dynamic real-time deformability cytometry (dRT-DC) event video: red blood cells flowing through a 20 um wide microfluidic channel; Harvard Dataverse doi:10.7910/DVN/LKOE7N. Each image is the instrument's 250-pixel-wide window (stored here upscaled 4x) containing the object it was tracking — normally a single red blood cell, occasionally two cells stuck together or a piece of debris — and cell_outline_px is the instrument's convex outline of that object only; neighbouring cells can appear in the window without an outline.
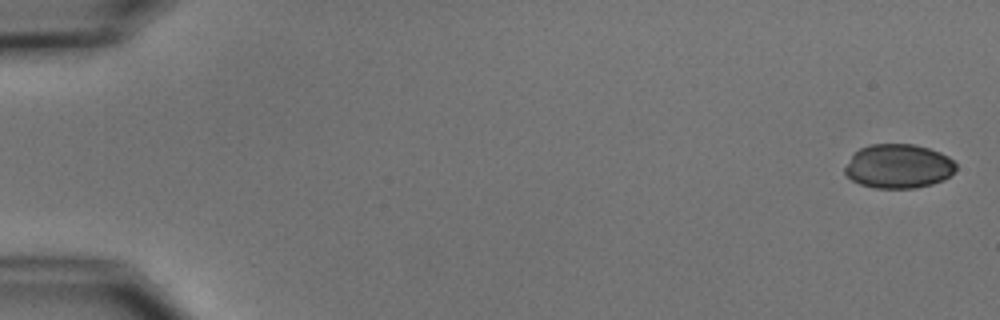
{"species": "common noctule bat (a hibernating species)", "species_latin": "Nyctalus noctula", "temperature_condition": "cold", "stored_images_in_passage": 8, "camera_frame_rate_fps": 3000, "um_per_image_px": 0.085, "animal": {"sex": "male", "body_mass_g": 15.6}, "frame": {"image": 1, "passage_image": 1, "time_ms": 0.0, "image_size_px": [1000, 320], "cell_outline_px": [[956, 168], [944, 180], [932, 184], [916, 188], [876, 188], [860, 184], [852, 180], [844, 172], [844, 168], [852, 156], [860, 148], [868, 144], [912, 144], [928, 148], [940, 152], [948, 156], [956, 164]], "centroid_in_image_um": [76.36, 14.13], "position_along_channel_um": 8.6, "area_um2": 28.5}}
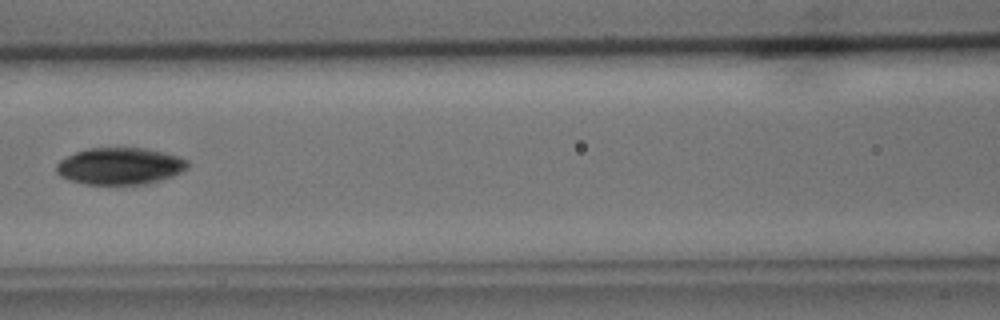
{"frame": {"image": 2, "passage_image": 7, "time_ms": 8.0, "image_size_px": [1000, 320], "cell_outline_px": [[188, 168], [172, 176], [160, 180], [144, 184], [84, 184], [60, 176], [56, 172], [56, 164], [60, 160], [76, 152], [88, 148], [144, 148], [176, 156], [188, 160]], "centroid_in_image_um": [10.17, 14.12], "position_along_channel_um": 156.4, "area_um2": 27.92}}
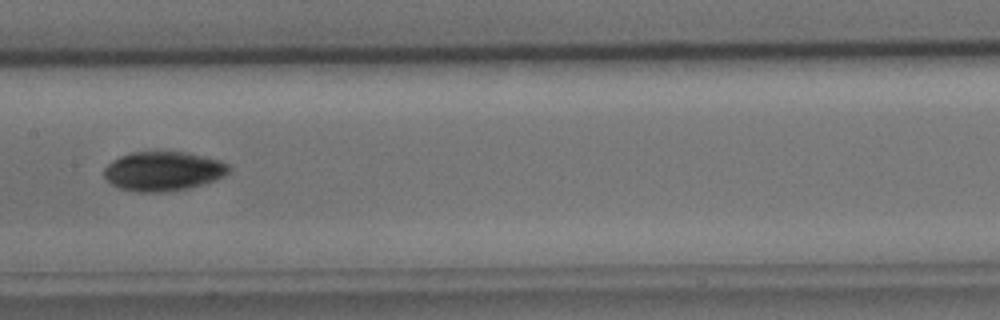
{"frame": {"image": 3, "passage_image": 8, "time_ms": 9.0, "image_size_px": [1000, 320], "cell_outline_px": [[232, 168], [224, 176], [216, 180], [204, 184], [188, 188], [164, 192], [136, 192], [120, 188], [112, 184], [104, 176], [104, 168], [112, 160], [120, 156], [132, 152], [152, 148], [160, 148], [188, 152], [220, 160], [228, 164]], "centroid_in_image_um": [13.88, 14.49], "position_along_channel_um": 193.5, "area_um2": 29.65}}